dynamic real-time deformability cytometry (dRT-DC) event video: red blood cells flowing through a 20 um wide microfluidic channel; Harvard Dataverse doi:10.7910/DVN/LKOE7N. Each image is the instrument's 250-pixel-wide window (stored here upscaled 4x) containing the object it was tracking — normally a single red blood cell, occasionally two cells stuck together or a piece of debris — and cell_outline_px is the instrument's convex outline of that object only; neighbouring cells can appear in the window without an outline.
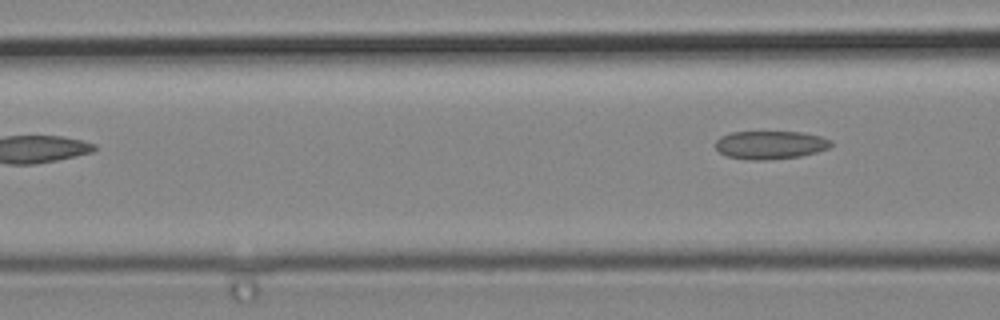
{"species": "common noctule bat (a hibernating species)", "species_latin": "Nyctalus noctula", "temperature_condition": "cold", "stored_images_in_passage": 5, "camera_frame_rate_fps": 3000, "um_per_image_px": 0.085, "animal": {"sex": "male", "body_mass_g": 19.2, "forearm_length_mm": 51.8}, "frame": {"image": 1, "passage_image": 5, "time_ms": 1.333, "image_size_px": [1000, 320], "cell_outline_px": [[832, 144], [828, 148], [816, 152], [800, 156], [764, 160], [752, 160], [728, 156], [720, 152], [716, 148], [716, 140], [720, 136], [732, 132], [804, 132], [820, 136], [832, 140]], "centroid_in_image_um": [65.49, 12.31], "position_along_channel_um": 101.1, "area_um2": 18.9}}